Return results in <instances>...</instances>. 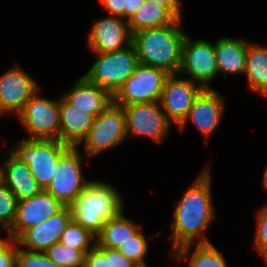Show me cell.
Instances as JSON below:
<instances>
[{"instance_id": "30", "label": "cell", "mask_w": 267, "mask_h": 267, "mask_svg": "<svg viewBox=\"0 0 267 267\" xmlns=\"http://www.w3.org/2000/svg\"><path fill=\"white\" fill-rule=\"evenodd\" d=\"M256 214V232L253 247L267 262V204L261 206Z\"/></svg>"}, {"instance_id": "5", "label": "cell", "mask_w": 267, "mask_h": 267, "mask_svg": "<svg viewBox=\"0 0 267 267\" xmlns=\"http://www.w3.org/2000/svg\"><path fill=\"white\" fill-rule=\"evenodd\" d=\"M69 147L59 140L23 138L10 151L29 166L33 177L45 190L53 178L59 157Z\"/></svg>"}, {"instance_id": "10", "label": "cell", "mask_w": 267, "mask_h": 267, "mask_svg": "<svg viewBox=\"0 0 267 267\" xmlns=\"http://www.w3.org/2000/svg\"><path fill=\"white\" fill-rule=\"evenodd\" d=\"M184 74L204 89H212L211 81L219 75L214 44L205 39L194 40L186 35L177 75Z\"/></svg>"}, {"instance_id": "19", "label": "cell", "mask_w": 267, "mask_h": 267, "mask_svg": "<svg viewBox=\"0 0 267 267\" xmlns=\"http://www.w3.org/2000/svg\"><path fill=\"white\" fill-rule=\"evenodd\" d=\"M1 165L2 182L10 189L18 201L30 198L43 191L33 177L29 166L16 157L10 150Z\"/></svg>"}, {"instance_id": "9", "label": "cell", "mask_w": 267, "mask_h": 267, "mask_svg": "<svg viewBox=\"0 0 267 267\" xmlns=\"http://www.w3.org/2000/svg\"><path fill=\"white\" fill-rule=\"evenodd\" d=\"M78 147H69L58 159L53 178L45 189L64 206H69L91 182L82 174V157Z\"/></svg>"}, {"instance_id": "18", "label": "cell", "mask_w": 267, "mask_h": 267, "mask_svg": "<svg viewBox=\"0 0 267 267\" xmlns=\"http://www.w3.org/2000/svg\"><path fill=\"white\" fill-rule=\"evenodd\" d=\"M62 96L78 110L94 118L113 101V96L106 89L89 82L84 76L73 82Z\"/></svg>"}, {"instance_id": "40", "label": "cell", "mask_w": 267, "mask_h": 267, "mask_svg": "<svg viewBox=\"0 0 267 267\" xmlns=\"http://www.w3.org/2000/svg\"><path fill=\"white\" fill-rule=\"evenodd\" d=\"M2 182V169H1V164H0V183Z\"/></svg>"}, {"instance_id": "32", "label": "cell", "mask_w": 267, "mask_h": 267, "mask_svg": "<svg viewBox=\"0 0 267 267\" xmlns=\"http://www.w3.org/2000/svg\"><path fill=\"white\" fill-rule=\"evenodd\" d=\"M84 267H111L110 248L94 247L85 254Z\"/></svg>"}, {"instance_id": "7", "label": "cell", "mask_w": 267, "mask_h": 267, "mask_svg": "<svg viewBox=\"0 0 267 267\" xmlns=\"http://www.w3.org/2000/svg\"><path fill=\"white\" fill-rule=\"evenodd\" d=\"M169 76L163 69L139 63L133 74L113 95V101L120 106L159 102Z\"/></svg>"}, {"instance_id": "21", "label": "cell", "mask_w": 267, "mask_h": 267, "mask_svg": "<svg viewBox=\"0 0 267 267\" xmlns=\"http://www.w3.org/2000/svg\"><path fill=\"white\" fill-rule=\"evenodd\" d=\"M249 42L243 39L221 37L214 43L218 73L224 78L244 75Z\"/></svg>"}, {"instance_id": "31", "label": "cell", "mask_w": 267, "mask_h": 267, "mask_svg": "<svg viewBox=\"0 0 267 267\" xmlns=\"http://www.w3.org/2000/svg\"><path fill=\"white\" fill-rule=\"evenodd\" d=\"M16 267H60L51 261L45 253L30 252L18 245Z\"/></svg>"}, {"instance_id": "3", "label": "cell", "mask_w": 267, "mask_h": 267, "mask_svg": "<svg viewBox=\"0 0 267 267\" xmlns=\"http://www.w3.org/2000/svg\"><path fill=\"white\" fill-rule=\"evenodd\" d=\"M69 207L72 220L97 236L109 219L123 211L124 201L111 184L91 180Z\"/></svg>"}, {"instance_id": "2", "label": "cell", "mask_w": 267, "mask_h": 267, "mask_svg": "<svg viewBox=\"0 0 267 267\" xmlns=\"http://www.w3.org/2000/svg\"><path fill=\"white\" fill-rule=\"evenodd\" d=\"M182 19L161 27L144 29L132 34V45L138 62L177 75L181 64L182 46L186 33L181 29Z\"/></svg>"}, {"instance_id": "28", "label": "cell", "mask_w": 267, "mask_h": 267, "mask_svg": "<svg viewBox=\"0 0 267 267\" xmlns=\"http://www.w3.org/2000/svg\"><path fill=\"white\" fill-rule=\"evenodd\" d=\"M147 239L142 233V228H140L129 240L121 244L117 249L138 267H149L145 261V256L149 250Z\"/></svg>"}, {"instance_id": "38", "label": "cell", "mask_w": 267, "mask_h": 267, "mask_svg": "<svg viewBox=\"0 0 267 267\" xmlns=\"http://www.w3.org/2000/svg\"><path fill=\"white\" fill-rule=\"evenodd\" d=\"M4 232L7 234V238H0V254L14 241V238L9 231L4 230Z\"/></svg>"}, {"instance_id": "16", "label": "cell", "mask_w": 267, "mask_h": 267, "mask_svg": "<svg viewBox=\"0 0 267 267\" xmlns=\"http://www.w3.org/2000/svg\"><path fill=\"white\" fill-rule=\"evenodd\" d=\"M65 206L46 190L18 201L14 224L9 232L17 240L27 229L57 214Z\"/></svg>"}, {"instance_id": "33", "label": "cell", "mask_w": 267, "mask_h": 267, "mask_svg": "<svg viewBox=\"0 0 267 267\" xmlns=\"http://www.w3.org/2000/svg\"><path fill=\"white\" fill-rule=\"evenodd\" d=\"M18 243L14 240L1 254L0 267H16Z\"/></svg>"}, {"instance_id": "13", "label": "cell", "mask_w": 267, "mask_h": 267, "mask_svg": "<svg viewBox=\"0 0 267 267\" xmlns=\"http://www.w3.org/2000/svg\"><path fill=\"white\" fill-rule=\"evenodd\" d=\"M39 89L35 79L21 67L10 68L0 75V115L11 112L17 116Z\"/></svg>"}, {"instance_id": "27", "label": "cell", "mask_w": 267, "mask_h": 267, "mask_svg": "<svg viewBox=\"0 0 267 267\" xmlns=\"http://www.w3.org/2000/svg\"><path fill=\"white\" fill-rule=\"evenodd\" d=\"M44 253L60 267H84L86 253L83 250L57 242Z\"/></svg>"}, {"instance_id": "26", "label": "cell", "mask_w": 267, "mask_h": 267, "mask_svg": "<svg viewBox=\"0 0 267 267\" xmlns=\"http://www.w3.org/2000/svg\"><path fill=\"white\" fill-rule=\"evenodd\" d=\"M59 242L87 253L96 246V236L71 220L60 237Z\"/></svg>"}, {"instance_id": "4", "label": "cell", "mask_w": 267, "mask_h": 267, "mask_svg": "<svg viewBox=\"0 0 267 267\" xmlns=\"http://www.w3.org/2000/svg\"><path fill=\"white\" fill-rule=\"evenodd\" d=\"M96 59L83 75L89 82L106 89L112 96L133 74L139 64L132 43L114 52H93Z\"/></svg>"}, {"instance_id": "12", "label": "cell", "mask_w": 267, "mask_h": 267, "mask_svg": "<svg viewBox=\"0 0 267 267\" xmlns=\"http://www.w3.org/2000/svg\"><path fill=\"white\" fill-rule=\"evenodd\" d=\"M204 90L202 86L191 81L170 75L164 84L159 103L167 119L178 127L186 118L192 104Z\"/></svg>"}, {"instance_id": "22", "label": "cell", "mask_w": 267, "mask_h": 267, "mask_svg": "<svg viewBox=\"0 0 267 267\" xmlns=\"http://www.w3.org/2000/svg\"><path fill=\"white\" fill-rule=\"evenodd\" d=\"M244 75L249 91L267 96V46L249 43Z\"/></svg>"}, {"instance_id": "1", "label": "cell", "mask_w": 267, "mask_h": 267, "mask_svg": "<svg viewBox=\"0 0 267 267\" xmlns=\"http://www.w3.org/2000/svg\"><path fill=\"white\" fill-rule=\"evenodd\" d=\"M205 166L176 203L171 223V253L189 244H209L206 228L216 220L211 191V173ZM195 242V243H194Z\"/></svg>"}, {"instance_id": "14", "label": "cell", "mask_w": 267, "mask_h": 267, "mask_svg": "<svg viewBox=\"0 0 267 267\" xmlns=\"http://www.w3.org/2000/svg\"><path fill=\"white\" fill-rule=\"evenodd\" d=\"M225 99L215 89H204L192 104L186 118L177 127L183 132L191 121L202 134L205 144L209 136L218 128L225 111Z\"/></svg>"}, {"instance_id": "23", "label": "cell", "mask_w": 267, "mask_h": 267, "mask_svg": "<svg viewBox=\"0 0 267 267\" xmlns=\"http://www.w3.org/2000/svg\"><path fill=\"white\" fill-rule=\"evenodd\" d=\"M177 18L165 7L146 0L128 20L131 35L144 29L161 27L174 23Z\"/></svg>"}, {"instance_id": "37", "label": "cell", "mask_w": 267, "mask_h": 267, "mask_svg": "<svg viewBox=\"0 0 267 267\" xmlns=\"http://www.w3.org/2000/svg\"><path fill=\"white\" fill-rule=\"evenodd\" d=\"M145 1L146 0H126L124 7V19L128 21L137 8H139Z\"/></svg>"}, {"instance_id": "39", "label": "cell", "mask_w": 267, "mask_h": 267, "mask_svg": "<svg viewBox=\"0 0 267 267\" xmlns=\"http://www.w3.org/2000/svg\"><path fill=\"white\" fill-rule=\"evenodd\" d=\"M262 185H263V190L267 192V164L265 165V169L263 172Z\"/></svg>"}, {"instance_id": "24", "label": "cell", "mask_w": 267, "mask_h": 267, "mask_svg": "<svg viewBox=\"0 0 267 267\" xmlns=\"http://www.w3.org/2000/svg\"><path fill=\"white\" fill-rule=\"evenodd\" d=\"M141 228L138 223L124 216V210L116 217L109 219L96 236L95 247L117 249L130 239Z\"/></svg>"}, {"instance_id": "29", "label": "cell", "mask_w": 267, "mask_h": 267, "mask_svg": "<svg viewBox=\"0 0 267 267\" xmlns=\"http://www.w3.org/2000/svg\"><path fill=\"white\" fill-rule=\"evenodd\" d=\"M18 200L10 189L0 183V226L9 231L16 219Z\"/></svg>"}, {"instance_id": "34", "label": "cell", "mask_w": 267, "mask_h": 267, "mask_svg": "<svg viewBox=\"0 0 267 267\" xmlns=\"http://www.w3.org/2000/svg\"><path fill=\"white\" fill-rule=\"evenodd\" d=\"M103 8L112 16H119L124 19V7L126 0H99Z\"/></svg>"}, {"instance_id": "8", "label": "cell", "mask_w": 267, "mask_h": 267, "mask_svg": "<svg viewBox=\"0 0 267 267\" xmlns=\"http://www.w3.org/2000/svg\"><path fill=\"white\" fill-rule=\"evenodd\" d=\"M40 89L17 115L28 131L26 139L59 140L60 96L49 99L38 95Z\"/></svg>"}, {"instance_id": "15", "label": "cell", "mask_w": 267, "mask_h": 267, "mask_svg": "<svg viewBox=\"0 0 267 267\" xmlns=\"http://www.w3.org/2000/svg\"><path fill=\"white\" fill-rule=\"evenodd\" d=\"M87 46L91 52H114L129 46L132 35L128 21L119 16L108 15L97 19L87 35Z\"/></svg>"}, {"instance_id": "11", "label": "cell", "mask_w": 267, "mask_h": 267, "mask_svg": "<svg viewBox=\"0 0 267 267\" xmlns=\"http://www.w3.org/2000/svg\"><path fill=\"white\" fill-rule=\"evenodd\" d=\"M123 109L128 137H150V140L161 144L169 134L172 123L159 102L129 104Z\"/></svg>"}, {"instance_id": "25", "label": "cell", "mask_w": 267, "mask_h": 267, "mask_svg": "<svg viewBox=\"0 0 267 267\" xmlns=\"http://www.w3.org/2000/svg\"><path fill=\"white\" fill-rule=\"evenodd\" d=\"M194 245L195 249L191 252ZM172 255L179 262L190 259L186 267H228L226 259L212 243L185 245L175 250Z\"/></svg>"}, {"instance_id": "36", "label": "cell", "mask_w": 267, "mask_h": 267, "mask_svg": "<svg viewBox=\"0 0 267 267\" xmlns=\"http://www.w3.org/2000/svg\"><path fill=\"white\" fill-rule=\"evenodd\" d=\"M165 6L177 19H182L180 0H150Z\"/></svg>"}, {"instance_id": "35", "label": "cell", "mask_w": 267, "mask_h": 267, "mask_svg": "<svg viewBox=\"0 0 267 267\" xmlns=\"http://www.w3.org/2000/svg\"><path fill=\"white\" fill-rule=\"evenodd\" d=\"M110 266L111 267H138L131 260L126 258L118 249L110 248Z\"/></svg>"}, {"instance_id": "20", "label": "cell", "mask_w": 267, "mask_h": 267, "mask_svg": "<svg viewBox=\"0 0 267 267\" xmlns=\"http://www.w3.org/2000/svg\"><path fill=\"white\" fill-rule=\"evenodd\" d=\"M93 120L92 115L78 110L62 95L60 96L59 141L77 147L91 129Z\"/></svg>"}, {"instance_id": "6", "label": "cell", "mask_w": 267, "mask_h": 267, "mask_svg": "<svg viewBox=\"0 0 267 267\" xmlns=\"http://www.w3.org/2000/svg\"><path fill=\"white\" fill-rule=\"evenodd\" d=\"M123 106L112 101L92 122L91 129L83 141L85 157L91 159L103 151L122 144L127 139Z\"/></svg>"}, {"instance_id": "17", "label": "cell", "mask_w": 267, "mask_h": 267, "mask_svg": "<svg viewBox=\"0 0 267 267\" xmlns=\"http://www.w3.org/2000/svg\"><path fill=\"white\" fill-rule=\"evenodd\" d=\"M71 220L70 207L65 206L57 214L27 229L16 241L20 248H26L24 249L26 251L44 253L52 245L59 242Z\"/></svg>"}]
</instances>
